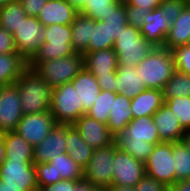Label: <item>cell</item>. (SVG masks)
Segmentation results:
<instances>
[{
	"label": "cell",
	"mask_w": 190,
	"mask_h": 191,
	"mask_svg": "<svg viewBox=\"0 0 190 191\" xmlns=\"http://www.w3.org/2000/svg\"><path fill=\"white\" fill-rule=\"evenodd\" d=\"M19 90L23 114L50 111L52 88L28 68L15 82Z\"/></svg>",
	"instance_id": "6da1fadb"
},
{
	"label": "cell",
	"mask_w": 190,
	"mask_h": 191,
	"mask_svg": "<svg viewBox=\"0 0 190 191\" xmlns=\"http://www.w3.org/2000/svg\"><path fill=\"white\" fill-rule=\"evenodd\" d=\"M136 69L146 88L163 90L175 71L171 50L165 47L153 48Z\"/></svg>",
	"instance_id": "7a4b0ae2"
},
{
	"label": "cell",
	"mask_w": 190,
	"mask_h": 191,
	"mask_svg": "<svg viewBox=\"0 0 190 191\" xmlns=\"http://www.w3.org/2000/svg\"><path fill=\"white\" fill-rule=\"evenodd\" d=\"M28 68L45 80L53 89L71 82L84 68L83 54L76 52L63 58L45 62H28Z\"/></svg>",
	"instance_id": "3957f363"
},
{
	"label": "cell",
	"mask_w": 190,
	"mask_h": 191,
	"mask_svg": "<svg viewBox=\"0 0 190 191\" xmlns=\"http://www.w3.org/2000/svg\"><path fill=\"white\" fill-rule=\"evenodd\" d=\"M155 48L146 41L136 26L127 25L119 38L114 41L113 49L117 54L118 65L136 67L151 50Z\"/></svg>",
	"instance_id": "277c9868"
},
{
	"label": "cell",
	"mask_w": 190,
	"mask_h": 191,
	"mask_svg": "<svg viewBox=\"0 0 190 191\" xmlns=\"http://www.w3.org/2000/svg\"><path fill=\"white\" fill-rule=\"evenodd\" d=\"M38 188L61 180H83L84 169L67 153H61L47 163L34 164Z\"/></svg>",
	"instance_id": "5b68a950"
},
{
	"label": "cell",
	"mask_w": 190,
	"mask_h": 191,
	"mask_svg": "<svg viewBox=\"0 0 190 191\" xmlns=\"http://www.w3.org/2000/svg\"><path fill=\"white\" fill-rule=\"evenodd\" d=\"M45 30V42L28 62H45L76 53L71 44V25L53 24L45 26Z\"/></svg>",
	"instance_id": "8992f818"
},
{
	"label": "cell",
	"mask_w": 190,
	"mask_h": 191,
	"mask_svg": "<svg viewBox=\"0 0 190 191\" xmlns=\"http://www.w3.org/2000/svg\"><path fill=\"white\" fill-rule=\"evenodd\" d=\"M50 111L56 123L64 125H73L83 115V106L72 82L53 88Z\"/></svg>",
	"instance_id": "52a82bcc"
},
{
	"label": "cell",
	"mask_w": 190,
	"mask_h": 191,
	"mask_svg": "<svg viewBox=\"0 0 190 191\" xmlns=\"http://www.w3.org/2000/svg\"><path fill=\"white\" fill-rule=\"evenodd\" d=\"M115 143L94 149L93 154L84 168V180L93 186L106 191L112 185Z\"/></svg>",
	"instance_id": "ba28073f"
},
{
	"label": "cell",
	"mask_w": 190,
	"mask_h": 191,
	"mask_svg": "<svg viewBox=\"0 0 190 191\" xmlns=\"http://www.w3.org/2000/svg\"><path fill=\"white\" fill-rule=\"evenodd\" d=\"M0 180L18 191H38L34 160H4Z\"/></svg>",
	"instance_id": "9c48e42d"
},
{
	"label": "cell",
	"mask_w": 190,
	"mask_h": 191,
	"mask_svg": "<svg viewBox=\"0 0 190 191\" xmlns=\"http://www.w3.org/2000/svg\"><path fill=\"white\" fill-rule=\"evenodd\" d=\"M144 164L146 175L163 183L166 187H170L176 182L172 142H161L155 145Z\"/></svg>",
	"instance_id": "30bf717a"
},
{
	"label": "cell",
	"mask_w": 190,
	"mask_h": 191,
	"mask_svg": "<svg viewBox=\"0 0 190 191\" xmlns=\"http://www.w3.org/2000/svg\"><path fill=\"white\" fill-rule=\"evenodd\" d=\"M12 35L17 53L29 61L45 42L46 30L37 17L27 15Z\"/></svg>",
	"instance_id": "8fae6325"
},
{
	"label": "cell",
	"mask_w": 190,
	"mask_h": 191,
	"mask_svg": "<svg viewBox=\"0 0 190 191\" xmlns=\"http://www.w3.org/2000/svg\"><path fill=\"white\" fill-rule=\"evenodd\" d=\"M56 124L51 111L23 114L14 132L34 147L42 142Z\"/></svg>",
	"instance_id": "7c38bea8"
},
{
	"label": "cell",
	"mask_w": 190,
	"mask_h": 191,
	"mask_svg": "<svg viewBox=\"0 0 190 191\" xmlns=\"http://www.w3.org/2000/svg\"><path fill=\"white\" fill-rule=\"evenodd\" d=\"M23 117L16 83L5 85L0 92V133L13 132Z\"/></svg>",
	"instance_id": "4fadbf2b"
},
{
	"label": "cell",
	"mask_w": 190,
	"mask_h": 191,
	"mask_svg": "<svg viewBox=\"0 0 190 191\" xmlns=\"http://www.w3.org/2000/svg\"><path fill=\"white\" fill-rule=\"evenodd\" d=\"M112 185H135L146 174L145 164L118 149L114 152Z\"/></svg>",
	"instance_id": "5bb4252c"
},
{
	"label": "cell",
	"mask_w": 190,
	"mask_h": 191,
	"mask_svg": "<svg viewBox=\"0 0 190 191\" xmlns=\"http://www.w3.org/2000/svg\"><path fill=\"white\" fill-rule=\"evenodd\" d=\"M82 139L93 149L105 147L114 143V136L108 125L83 114L73 124Z\"/></svg>",
	"instance_id": "9a60e30c"
},
{
	"label": "cell",
	"mask_w": 190,
	"mask_h": 191,
	"mask_svg": "<svg viewBox=\"0 0 190 191\" xmlns=\"http://www.w3.org/2000/svg\"><path fill=\"white\" fill-rule=\"evenodd\" d=\"M66 125L56 124L42 142L33 147L34 164L47 163L61 153H66Z\"/></svg>",
	"instance_id": "2e32d148"
},
{
	"label": "cell",
	"mask_w": 190,
	"mask_h": 191,
	"mask_svg": "<svg viewBox=\"0 0 190 191\" xmlns=\"http://www.w3.org/2000/svg\"><path fill=\"white\" fill-rule=\"evenodd\" d=\"M170 25L161 8L157 7L145 16L144 24L139 30L144 39L154 47H163Z\"/></svg>",
	"instance_id": "e0dca14e"
},
{
	"label": "cell",
	"mask_w": 190,
	"mask_h": 191,
	"mask_svg": "<svg viewBox=\"0 0 190 191\" xmlns=\"http://www.w3.org/2000/svg\"><path fill=\"white\" fill-rule=\"evenodd\" d=\"M152 116L162 142L183 141L186 131L165 103Z\"/></svg>",
	"instance_id": "ac0fdd59"
},
{
	"label": "cell",
	"mask_w": 190,
	"mask_h": 191,
	"mask_svg": "<svg viewBox=\"0 0 190 191\" xmlns=\"http://www.w3.org/2000/svg\"><path fill=\"white\" fill-rule=\"evenodd\" d=\"M79 12L65 0H48L37 16L43 26L71 25Z\"/></svg>",
	"instance_id": "d6986e66"
},
{
	"label": "cell",
	"mask_w": 190,
	"mask_h": 191,
	"mask_svg": "<svg viewBox=\"0 0 190 191\" xmlns=\"http://www.w3.org/2000/svg\"><path fill=\"white\" fill-rule=\"evenodd\" d=\"M83 56L84 67L94 76H110V73H116L118 60L113 48L86 52Z\"/></svg>",
	"instance_id": "ffe728a7"
},
{
	"label": "cell",
	"mask_w": 190,
	"mask_h": 191,
	"mask_svg": "<svg viewBox=\"0 0 190 191\" xmlns=\"http://www.w3.org/2000/svg\"><path fill=\"white\" fill-rule=\"evenodd\" d=\"M71 82L83 106V114H86L101 91L97 79L84 67Z\"/></svg>",
	"instance_id": "44dd1931"
},
{
	"label": "cell",
	"mask_w": 190,
	"mask_h": 191,
	"mask_svg": "<svg viewBox=\"0 0 190 191\" xmlns=\"http://www.w3.org/2000/svg\"><path fill=\"white\" fill-rule=\"evenodd\" d=\"M116 86L117 94H122L130 99L147 89L140 75H138L136 67L130 65H118Z\"/></svg>",
	"instance_id": "7402d4cb"
},
{
	"label": "cell",
	"mask_w": 190,
	"mask_h": 191,
	"mask_svg": "<svg viewBox=\"0 0 190 191\" xmlns=\"http://www.w3.org/2000/svg\"><path fill=\"white\" fill-rule=\"evenodd\" d=\"M130 104L131 99L122 94H117L116 98L113 99L107 125L114 137L124 133L126 126L133 119Z\"/></svg>",
	"instance_id": "603a6c76"
},
{
	"label": "cell",
	"mask_w": 190,
	"mask_h": 191,
	"mask_svg": "<svg viewBox=\"0 0 190 191\" xmlns=\"http://www.w3.org/2000/svg\"><path fill=\"white\" fill-rule=\"evenodd\" d=\"M187 44H190V1L182 9L179 17L170 25L163 47L172 50Z\"/></svg>",
	"instance_id": "cb8c5ba5"
},
{
	"label": "cell",
	"mask_w": 190,
	"mask_h": 191,
	"mask_svg": "<svg viewBox=\"0 0 190 191\" xmlns=\"http://www.w3.org/2000/svg\"><path fill=\"white\" fill-rule=\"evenodd\" d=\"M163 104V91L147 88L131 99L130 109L133 118H138L153 115Z\"/></svg>",
	"instance_id": "d4e9b609"
},
{
	"label": "cell",
	"mask_w": 190,
	"mask_h": 191,
	"mask_svg": "<svg viewBox=\"0 0 190 191\" xmlns=\"http://www.w3.org/2000/svg\"><path fill=\"white\" fill-rule=\"evenodd\" d=\"M124 133L131 137V140L142 139L155 145L162 142L152 115L133 118L126 126Z\"/></svg>",
	"instance_id": "484cf974"
},
{
	"label": "cell",
	"mask_w": 190,
	"mask_h": 191,
	"mask_svg": "<svg viewBox=\"0 0 190 191\" xmlns=\"http://www.w3.org/2000/svg\"><path fill=\"white\" fill-rule=\"evenodd\" d=\"M27 69L28 61L21 54H0V85L15 83Z\"/></svg>",
	"instance_id": "4316f807"
},
{
	"label": "cell",
	"mask_w": 190,
	"mask_h": 191,
	"mask_svg": "<svg viewBox=\"0 0 190 191\" xmlns=\"http://www.w3.org/2000/svg\"><path fill=\"white\" fill-rule=\"evenodd\" d=\"M66 153L80 166L85 168L94 149L89 146L73 125H66Z\"/></svg>",
	"instance_id": "83f0119b"
},
{
	"label": "cell",
	"mask_w": 190,
	"mask_h": 191,
	"mask_svg": "<svg viewBox=\"0 0 190 191\" xmlns=\"http://www.w3.org/2000/svg\"><path fill=\"white\" fill-rule=\"evenodd\" d=\"M95 28V20L78 13L73 23L72 30V47L75 52L84 54L89 52V41L91 39L92 29Z\"/></svg>",
	"instance_id": "f1b7e54d"
},
{
	"label": "cell",
	"mask_w": 190,
	"mask_h": 191,
	"mask_svg": "<svg viewBox=\"0 0 190 191\" xmlns=\"http://www.w3.org/2000/svg\"><path fill=\"white\" fill-rule=\"evenodd\" d=\"M6 160H34L33 146L16 132L4 133Z\"/></svg>",
	"instance_id": "f546056e"
},
{
	"label": "cell",
	"mask_w": 190,
	"mask_h": 191,
	"mask_svg": "<svg viewBox=\"0 0 190 191\" xmlns=\"http://www.w3.org/2000/svg\"><path fill=\"white\" fill-rule=\"evenodd\" d=\"M114 143L118 150L128 153L136 160L145 163L152 153L155 144L147 143L141 140H131V137L125 133L118 134L114 137Z\"/></svg>",
	"instance_id": "4dcf8cb0"
},
{
	"label": "cell",
	"mask_w": 190,
	"mask_h": 191,
	"mask_svg": "<svg viewBox=\"0 0 190 191\" xmlns=\"http://www.w3.org/2000/svg\"><path fill=\"white\" fill-rule=\"evenodd\" d=\"M27 17L21 1H13L0 8V27L14 34Z\"/></svg>",
	"instance_id": "1f68e13d"
},
{
	"label": "cell",
	"mask_w": 190,
	"mask_h": 191,
	"mask_svg": "<svg viewBox=\"0 0 190 191\" xmlns=\"http://www.w3.org/2000/svg\"><path fill=\"white\" fill-rule=\"evenodd\" d=\"M172 154L175 160L176 182L190 178V149L184 141L172 142Z\"/></svg>",
	"instance_id": "d6a6232c"
},
{
	"label": "cell",
	"mask_w": 190,
	"mask_h": 191,
	"mask_svg": "<svg viewBox=\"0 0 190 191\" xmlns=\"http://www.w3.org/2000/svg\"><path fill=\"white\" fill-rule=\"evenodd\" d=\"M102 21L108 26L109 42L114 45V41L128 25L125 2L121 1Z\"/></svg>",
	"instance_id": "836d02e7"
},
{
	"label": "cell",
	"mask_w": 190,
	"mask_h": 191,
	"mask_svg": "<svg viewBox=\"0 0 190 191\" xmlns=\"http://www.w3.org/2000/svg\"><path fill=\"white\" fill-rule=\"evenodd\" d=\"M162 91L164 100L190 96V75L175 70Z\"/></svg>",
	"instance_id": "e575fe53"
},
{
	"label": "cell",
	"mask_w": 190,
	"mask_h": 191,
	"mask_svg": "<svg viewBox=\"0 0 190 191\" xmlns=\"http://www.w3.org/2000/svg\"><path fill=\"white\" fill-rule=\"evenodd\" d=\"M116 95L117 93L115 92L101 90L93 106L86 112V115L107 125L109 113L112 109L111 105H113V99L116 98Z\"/></svg>",
	"instance_id": "d590c367"
},
{
	"label": "cell",
	"mask_w": 190,
	"mask_h": 191,
	"mask_svg": "<svg viewBox=\"0 0 190 191\" xmlns=\"http://www.w3.org/2000/svg\"><path fill=\"white\" fill-rule=\"evenodd\" d=\"M121 0H84L79 13L95 21L103 20Z\"/></svg>",
	"instance_id": "8d00e7d4"
},
{
	"label": "cell",
	"mask_w": 190,
	"mask_h": 191,
	"mask_svg": "<svg viewBox=\"0 0 190 191\" xmlns=\"http://www.w3.org/2000/svg\"><path fill=\"white\" fill-rule=\"evenodd\" d=\"M164 103L172 110L182 128L190 131V96L170 98Z\"/></svg>",
	"instance_id": "74e56055"
},
{
	"label": "cell",
	"mask_w": 190,
	"mask_h": 191,
	"mask_svg": "<svg viewBox=\"0 0 190 191\" xmlns=\"http://www.w3.org/2000/svg\"><path fill=\"white\" fill-rule=\"evenodd\" d=\"M113 48L109 42L108 26L104 21H95V28L92 29L91 39L89 41V52Z\"/></svg>",
	"instance_id": "f35d334b"
},
{
	"label": "cell",
	"mask_w": 190,
	"mask_h": 191,
	"mask_svg": "<svg viewBox=\"0 0 190 191\" xmlns=\"http://www.w3.org/2000/svg\"><path fill=\"white\" fill-rule=\"evenodd\" d=\"M171 53L175 70L190 75V44L175 47Z\"/></svg>",
	"instance_id": "ab89813d"
},
{
	"label": "cell",
	"mask_w": 190,
	"mask_h": 191,
	"mask_svg": "<svg viewBox=\"0 0 190 191\" xmlns=\"http://www.w3.org/2000/svg\"><path fill=\"white\" fill-rule=\"evenodd\" d=\"M190 0H161L160 8L163 16L172 24L179 17L182 9Z\"/></svg>",
	"instance_id": "60d3db41"
},
{
	"label": "cell",
	"mask_w": 190,
	"mask_h": 191,
	"mask_svg": "<svg viewBox=\"0 0 190 191\" xmlns=\"http://www.w3.org/2000/svg\"><path fill=\"white\" fill-rule=\"evenodd\" d=\"M125 10L127 13L128 25L141 28L144 24L145 16L151 12V10H141L140 7L129 5L125 2Z\"/></svg>",
	"instance_id": "b9f144b4"
},
{
	"label": "cell",
	"mask_w": 190,
	"mask_h": 191,
	"mask_svg": "<svg viewBox=\"0 0 190 191\" xmlns=\"http://www.w3.org/2000/svg\"><path fill=\"white\" fill-rule=\"evenodd\" d=\"M166 188L163 183L156 181L146 174L135 185V191H165Z\"/></svg>",
	"instance_id": "7bdbcfd3"
},
{
	"label": "cell",
	"mask_w": 190,
	"mask_h": 191,
	"mask_svg": "<svg viewBox=\"0 0 190 191\" xmlns=\"http://www.w3.org/2000/svg\"><path fill=\"white\" fill-rule=\"evenodd\" d=\"M17 53L13 35L0 27V54Z\"/></svg>",
	"instance_id": "ee69618b"
},
{
	"label": "cell",
	"mask_w": 190,
	"mask_h": 191,
	"mask_svg": "<svg viewBox=\"0 0 190 191\" xmlns=\"http://www.w3.org/2000/svg\"><path fill=\"white\" fill-rule=\"evenodd\" d=\"M81 180H61L57 183L38 188V191H71L75 189V185Z\"/></svg>",
	"instance_id": "f6af8a7d"
},
{
	"label": "cell",
	"mask_w": 190,
	"mask_h": 191,
	"mask_svg": "<svg viewBox=\"0 0 190 191\" xmlns=\"http://www.w3.org/2000/svg\"><path fill=\"white\" fill-rule=\"evenodd\" d=\"M48 0H22L23 9L28 16L37 17Z\"/></svg>",
	"instance_id": "bcb514c9"
},
{
	"label": "cell",
	"mask_w": 190,
	"mask_h": 191,
	"mask_svg": "<svg viewBox=\"0 0 190 191\" xmlns=\"http://www.w3.org/2000/svg\"><path fill=\"white\" fill-rule=\"evenodd\" d=\"M101 90L116 93V73H110V76H94Z\"/></svg>",
	"instance_id": "7dc6e473"
},
{
	"label": "cell",
	"mask_w": 190,
	"mask_h": 191,
	"mask_svg": "<svg viewBox=\"0 0 190 191\" xmlns=\"http://www.w3.org/2000/svg\"><path fill=\"white\" fill-rule=\"evenodd\" d=\"M129 5L140 7L141 10H153L160 6L161 0H127Z\"/></svg>",
	"instance_id": "c3c4849f"
},
{
	"label": "cell",
	"mask_w": 190,
	"mask_h": 191,
	"mask_svg": "<svg viewBox=\"0 0 190 191\" xmlns=\"http://www.w3.org/2000/svg\"><path fill=\"white\" fill-rule=\"evenodd\" d=\"M71 191H101L100 189L93 186L90 182L86 180H81L75 185V189Z\"/></svg>",
	"instance_id": "681fc988"
},
{
	"label": "cell",
	"mask_w": 190,
	"mask_h": 191,
	"mask_svg": "<svg viewBox=\"0 0 190 191\" xmlns=\"http://www.w3.org/2000/svg\"><path fill=\"white\" fill-rule=\"evenodd\" d=\"M172 191H190V181H177L169 187Z\"/></svg>",
	"instance_id": "f907efd6"
},
{
	"label": "cell",
	"mask_w": 190,
	"mask_h": 191,
	"mask_svg": "<svg viewBox=\"0 0 190 191\" xmlns=\"http://www.w3.org/2000/svg\"><path fill=\"white\" fill-rule=\"evenodd\" d=\"M106 191H135V187L129 185H111Z\"/></svg>",
	"instance_id": "816d5d0a"
},
{
	"label": "cell",
	"mask_w": 190,
	"mask_h": 191,
	"mask_svg": "<svg viewBox=\"0 0 190 191\" xmlns=\"http://www.w3.org/2000/svg\"><path fill=\"white\" fill-rule=\"evenodd\" d=\"M6 158L5 153V143H4V133H0V165Z\"/></svg>",
	"instance_id": "f5cc1de1"
},
{
	"label": "cell",
	"mask_w": 190,
	"mask_h": 191,
	"mask_svg": "<svg viewBox=\"0 0 190 191\" xmlns=\"http://www.w3.org/2000/svg\"><path fill=\"white\" fill-rule=\"evenodd\" d=\"M65 1L68 2L75 10L80 12L84 0H65Z\"/></svg>",
	"instance_id": "db71d44e"
},
{
	"label": "cell",
	"mask_w": 190,
	"mask_h": 191,
	"mask_svg": "<svg viewBox=\"0 0 190 191\" xmlns=\"http://www.w3.org/2000/svg\"><path fill=\"white\" fill-rule=\"evenodd\" d=\"M0 191H18L9 186L4 185V182L0 180Z\"/></svg>",
	"instance_id": "11a10c76"
},
{
	"label": "cell",
	"mask_w": 190,
	"mask_h": 191,
	"mask_svg": "<svg viewBox=\"0 0 190 191\" xmlns=\"http://www.w3.org/2000/svg\"><path fill=\"white\" fill-rule=\"evenodd\" d=\"M183 141L187 144V146H188L189 149H190V131H187V132H186Z\"/></svg>",
	"instance_id": "9f6ffc18"
},
{
	"label": "cell",
	"mask_w": 190,
	"mask_h": 191,
	"mask_svg": "<svg viewBox=\"0 0 190 191\" xmlns=\"http://www.w3.org/2000/svg\"><path fill=\"white\" fill-rule=\"evenodd\" d=\"M15 0H0V8Z\"/></svg>",
	"instance_id": "6f0895ef"
},
{
	"label": "cell",
	"mask_w": 190,
	"mask_h": 191,
	"mask_svg": "<svg viewBox=\"0 0 190 191\" xmlns=\"http://www.w3.org/2000/svg\"><path fill=\"white\" fill-rule=\"evenodd\" d=\"M165 191H172V190L169 187H167Z\"/></svg>",
	"instance_id": "680465c9"
}]
</instances>
